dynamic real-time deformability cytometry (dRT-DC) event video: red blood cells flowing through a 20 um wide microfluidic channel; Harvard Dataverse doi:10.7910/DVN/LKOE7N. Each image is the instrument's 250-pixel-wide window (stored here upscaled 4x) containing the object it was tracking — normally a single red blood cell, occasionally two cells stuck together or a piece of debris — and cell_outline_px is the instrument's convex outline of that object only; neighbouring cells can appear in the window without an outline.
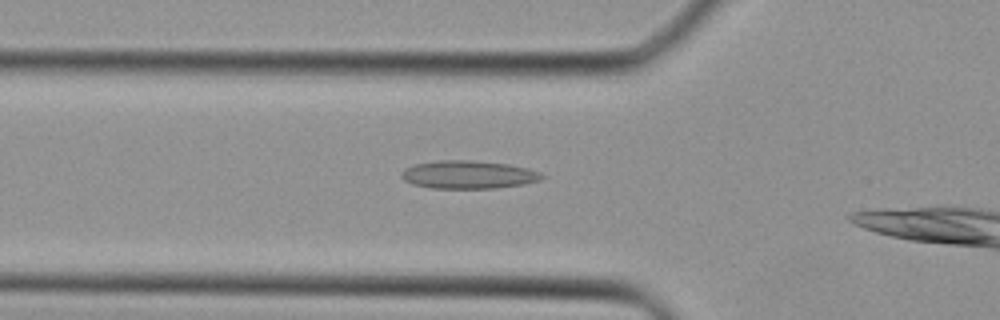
{"species": "Egyptian fruit bat (a non-hibernating species)", "species_latin": "Rousettus aegyptiacus", "temperature_condition": "cold", "stored_images_in_passage": 20, "camera_frame_rate_fps": 3000, "um_per_image_px": 0.085, "animal": {"sex": "female"}, "frame": {"image": 1, "passage_image": 3, "time_ms": 0.667, "image_size_px": [1000, 320], "cell_outline_px": [[544, 176], [540, 180], [524, 184], [496, 188], [432, 188], [412, 184], [404, 180], [400, 176], [400, 172], [404, 168], [416, 164], [436, 160], [472, 160], [508, 164], [528, 168], [540, 172]], "centroid_in_image_um": [39.79, 14.84], "position_along_channel_um": 86.0, "area_um2": 23.06}}
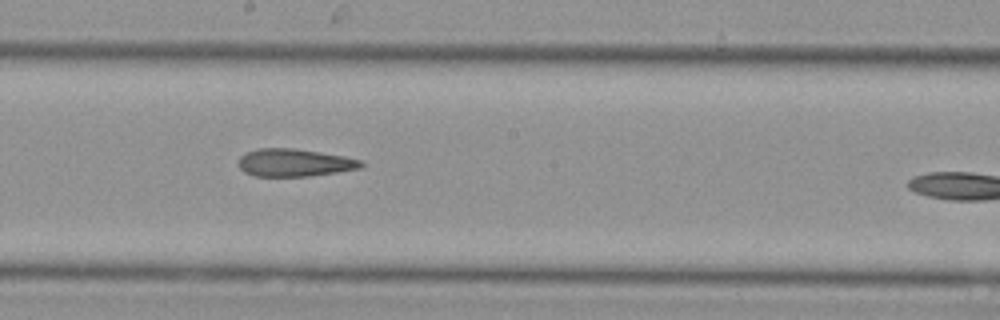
{"frame": {"image": 2, "passage_image": 11, "time_ms": 3.333, "image_size_px": [1000, 320], "cell_outline_px": [[364, 164], [360, 168], [336, 172], [308, 176], [256, 176], [244, 172], [240, 168], [240, 156], [256, 148], [296, 148], [344, 156], [364, 160]], "centroid_in_image_um": [25.05, 13.82], "position_along_channel_um": 223.1, "area_um2": 19.71}}
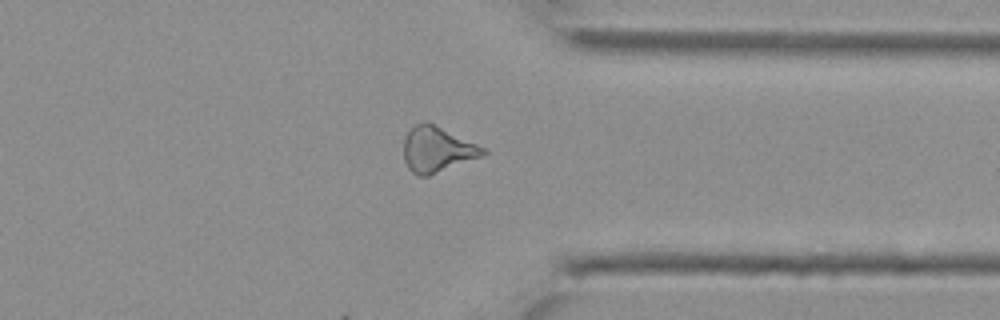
{"frame": {"image": 3, "passage_image": 20, "time_ms": 6.333, "image_size_px": [1000, 320], "cell_outline_px": [[488, 152], [480, 156], [428, 176], [420, 176], [412, 172], [408, 168], [404, 160], [404, 136], [416, 124], [424, 120], [428, 120], [484, 148]], "centroid_in_image_um": [37.11, 12.67], "position_along_channel_um": 374.3, "area_um2": 20.81}}